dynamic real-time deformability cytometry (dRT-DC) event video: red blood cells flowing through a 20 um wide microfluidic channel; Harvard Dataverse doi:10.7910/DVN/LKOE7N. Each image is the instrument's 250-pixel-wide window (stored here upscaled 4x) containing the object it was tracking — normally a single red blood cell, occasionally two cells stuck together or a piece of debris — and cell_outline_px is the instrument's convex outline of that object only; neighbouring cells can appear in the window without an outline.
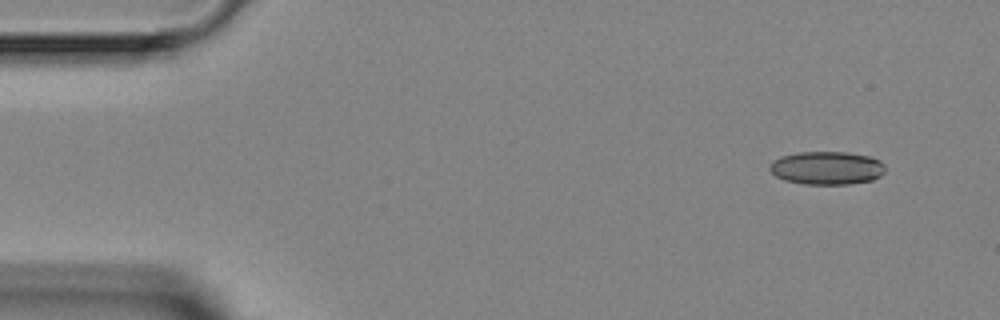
{"species": "Egyptian fruit bat (a non-hibernating species)", "species_latin": "Rousettus aegyptiacus", "temperature_condition": "room temperature", "stored_images_in_passage": 2, "camera_frame_rate_fps": 3000, "um_per_image_px": 0.085, "animal": {"sex": "female"}, "frame": {"image": 1, "passage_image": 1, "time_ms": 0.0, "image_size_px": [1000, 320], "cell_outline_px": [[884, 172], [880, 176], [872, 180], [848, 184], [804, 184], [784, 180], [776, 176], [768, 168], [768, 164], [780, 156], [796, 152], [848, 152], [872, 156], [880, 160], [884, 164]], "centroid_in_image_um": [70.27, 14.26], "position_along_channel_um": 14.7, "area_um2": 22.6}}
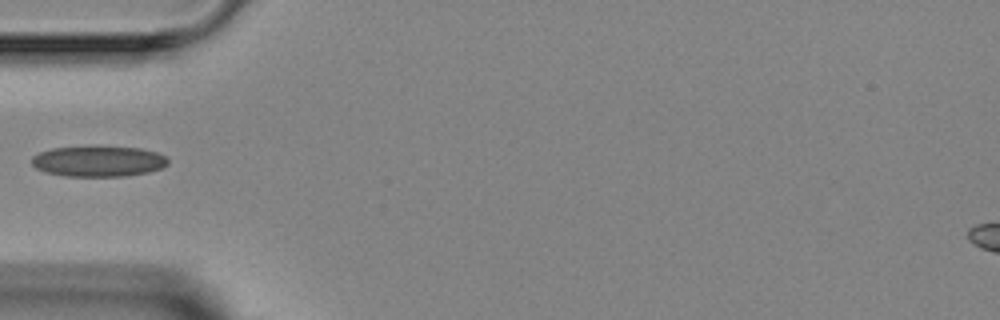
{"frame": {"image": 2, "passage_image": 2, "time_ms": 4.0, "image_size_px": [1000, 320], "cell_outline_px": [[168, 164], [160, 168], [148, 172], [128, 176], [64, 176], [48, 172], [36, 168], [32, 164], [32, 156], [40, 152], [52, 148], [140, 148], [156, 152], [164, 156], [168, 160]], "centroid_in_image_um": [8.37, 13.73], "position_along_channel_um": 76.6, "area_um2": 23.7}}